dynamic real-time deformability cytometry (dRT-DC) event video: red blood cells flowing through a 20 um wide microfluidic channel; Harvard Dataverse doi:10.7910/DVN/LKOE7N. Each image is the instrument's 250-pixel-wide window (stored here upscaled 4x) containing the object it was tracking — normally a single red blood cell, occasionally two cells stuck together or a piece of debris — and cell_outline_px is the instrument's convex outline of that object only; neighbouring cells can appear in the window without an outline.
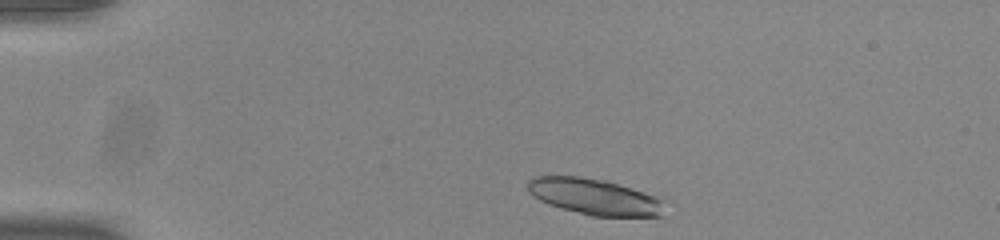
{"species": "common noctule bat (a hibernating species)", "species_latin": "Nyctalus noctula", "temperature_condition": "room temperature", "stored_images_in_passage": 44, "segment_of_instrument_passage": [1, 2], "camera_frame_rate_fps": 3000, "um_per_image_px": 0.085, "animal": {"sex": "male", "body_mass_g": 20.0, "forearm_length_mm": 53.3}, "frame": {"image": 1, "passage_image": 2, "time_ms": 0.333, "image_size_px": [1000, 240], "cell_outline_px": [[660, 216], [592, 216], [560, 208], [548, 204], [540, 200], [528, 192], [528, 180], [532, 176], [580, 176], [608, 180], [652, 196], [660, 200]], "centroid_in_image_um": [50.4, 16.7], "position_along_channel_um": 34.6, "area_um2": 28.26}}